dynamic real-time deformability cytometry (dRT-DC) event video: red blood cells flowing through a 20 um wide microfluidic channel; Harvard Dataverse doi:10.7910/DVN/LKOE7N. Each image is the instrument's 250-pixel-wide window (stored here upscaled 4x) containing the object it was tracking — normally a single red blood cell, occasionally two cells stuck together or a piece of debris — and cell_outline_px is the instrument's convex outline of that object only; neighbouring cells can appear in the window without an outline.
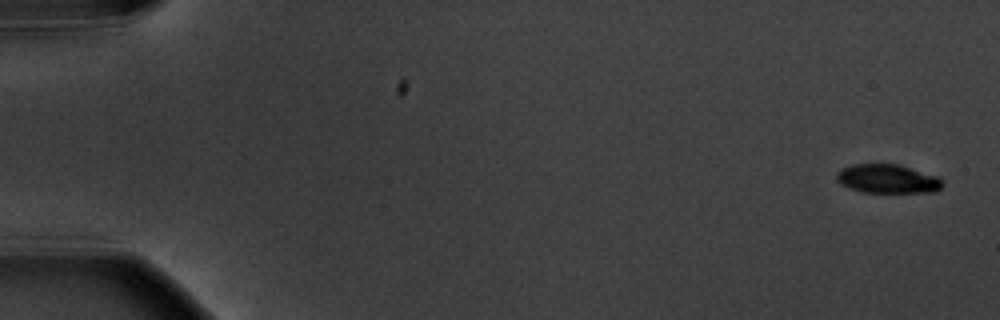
{"species": "common noctule bat (a hibernating species)", "species_latin": "Nyctalus noctula", "temperature_condition": "warm", "stored_images_in_passage": 6, "camera_frame_rate_fps": 3000, "um_per_image_px": 0.085, "animal": {"sex": "male", "body_mass_g": 20.1, "forearm_length_mm": 53.5}, "frame": {"image": 1, "passage_image": 1, "time_ms": 0.0, "image_size_px": [1000, 320], "cell_outline_px": [[944, 184], [936, 192], [860, 192], [848, 188], [840, 184], [836, 180], [836, 176], [844, 168], [852, 164], [896, 164], [940, 176], [944, 180]], "centroid_in_image_um": [75.49, 15.21], "position_along_channel_um": 9.5, "area_um2": 17.92}}
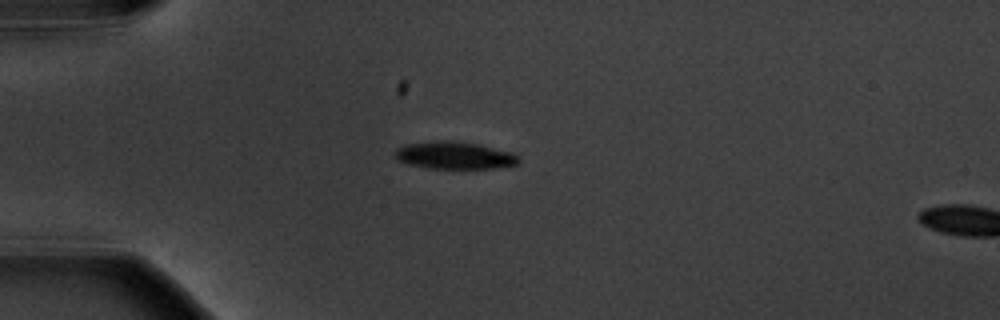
{"frame": {"image": 2, "passage_image": 5, "time_ms": 4.667, "image_size_px": [1000, 320], "cell_outline_px": [[520, 160], [516, 164], [492, 168], [428, 168], [408, 164], [396, 160], [392, 156], [396, 148], [408, 144], [440, 140], [452, 140], [480, 144], [512, 152], [520, 156]], "centroid_in_image_um": [38.6, 13.2], "position_along_channel_um": 46.4, "area_um2": 19.88}}